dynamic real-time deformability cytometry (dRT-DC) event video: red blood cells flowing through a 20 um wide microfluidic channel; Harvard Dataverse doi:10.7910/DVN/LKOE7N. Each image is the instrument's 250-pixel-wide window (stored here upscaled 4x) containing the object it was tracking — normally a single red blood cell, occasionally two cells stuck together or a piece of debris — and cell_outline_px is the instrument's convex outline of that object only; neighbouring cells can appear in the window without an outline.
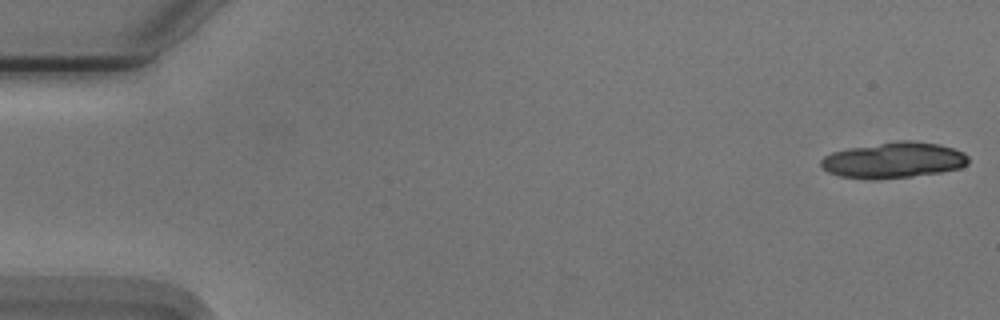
{"species": "Egyptian fruit bat (a non-hibernating species)", "species_latin": "Rousettus aegyptiacus", "temperature_condition": "cold", "stored_images_in_passage": 19, "camera_frame_rate_fps": 3000, "um_per_image_px": 0.085, "animal": {"sex": "male"}, "frame": {"image": 1, "passage_image": 1, "time_ms": 0.0, "image_size_px": [1000, 320], "cell_outline_px": [[968, 164], [960, 168], [940, 172], [912, 176], [876, 180], [868, 180], [840, 176], [828, 172], [820, 164], [820, 160], [824, 156], [832, 152], [848, 148], [896, 140], [912, 140], [940, 144], [964, 152], [968, 156]], "centroid_in_image_um": [75.95, 13.61], "position_along_channel_um": 9.1, "area_um2": 31.1}}